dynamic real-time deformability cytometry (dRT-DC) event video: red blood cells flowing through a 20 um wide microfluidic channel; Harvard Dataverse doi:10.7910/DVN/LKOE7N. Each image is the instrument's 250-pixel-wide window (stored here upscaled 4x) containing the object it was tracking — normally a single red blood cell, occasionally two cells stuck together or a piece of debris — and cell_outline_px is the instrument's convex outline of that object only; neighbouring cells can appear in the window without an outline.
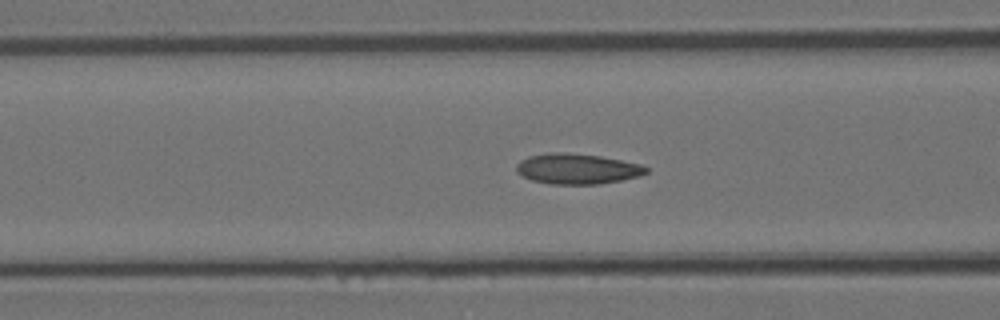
{"species": "Egyptian fruit bat (a non-hibernating species)", "species_latin": "Rousettus aegyptiacus", "temperature_condition": "room temperature", "stored_images_in_passage": 53, "camera_frame_rate_fps": 3000, "um_per_image_px": 0.085, "animal": {"sex": "female"}, "frame": {"image": 1, "passage_image": 20, "time_ms": 6.333, "image_size_px": [1000, 320], "cell_outline_px": [[648, 172], [640, 176], [600, 184], [548, 184], [532, 180], [516, 172], [516, 164], [520, 160], [528, 156], [548, 152], [564, 152], [600, 156], [640, 164], [648, 168]], "centroid_in_image_um": [49.03, 14.35], "position_along_channel_um": 117.6, "area_um2": 23.06}}
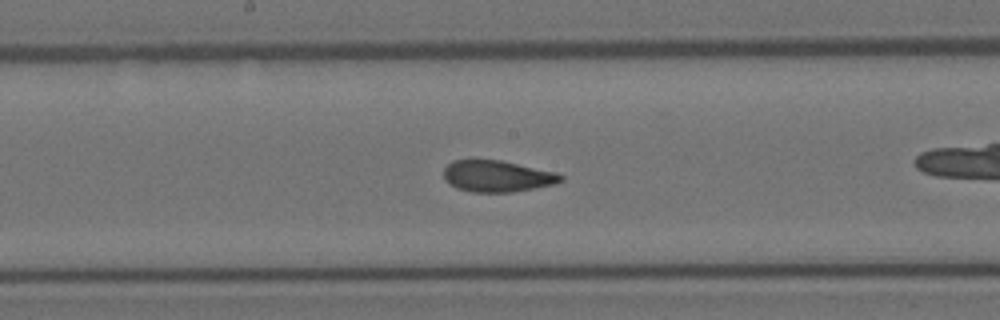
{"frame": {"image": 2, "passage_image": 27, "time_ms": 8.667, "image_size_px": [1000, 320], "cell_outline_px": [[564, 180], [556, 184], [512, 192], [472, 192], [456, 188], [448, 184], [444, 180], [444, 168], [452, 160], [500, 160], [556, 172], [564, 176]], "centroid_in_image_um": [42.26, 14.98], "position_along_channel_um": 205.9, "area_um2": 21.56}}
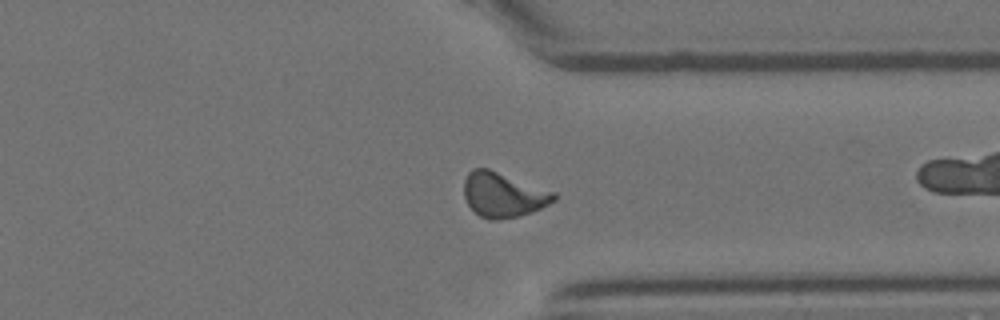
{"frame": {"image": 3, "passage_image": 40, "time_ms": 13.0, "image_size_px": [1000, 320], "cell_outline_px": [[556, 200], [532, 212], [520, 216], [496, 220], [488, 220], [480, 216], [468, 204], [464, 196], [464, 180], [468, 172], [472, 168], [488, 168], [556, 192]], "centroid_in_image_um": [42.77, 16.55], "position_along_channel_um": 368.6, "area_um2": 23.52}, "authors_computed_cell_mechanics": {"area_um2": 22.3108, "velocity_mm_per_s": 3.7938, "shape_relaxation_time_tau1_ms": 7.4703, "shape_relaxation_time_tau2_ms": 1.3993, "deformation_change_tau1": 0.1911, "deformation_change_tau2": 0.0804}}